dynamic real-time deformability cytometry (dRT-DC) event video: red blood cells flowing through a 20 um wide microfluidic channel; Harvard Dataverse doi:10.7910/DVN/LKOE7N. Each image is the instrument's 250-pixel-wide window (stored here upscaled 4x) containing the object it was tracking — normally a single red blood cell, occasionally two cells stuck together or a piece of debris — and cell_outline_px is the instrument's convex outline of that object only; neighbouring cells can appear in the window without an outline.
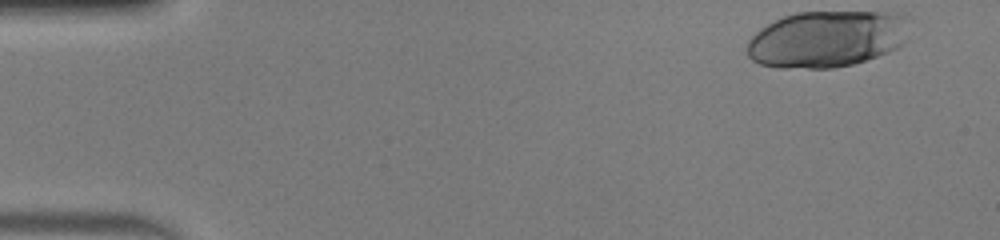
{"species": "human", "species_latin": "Homo sapiens", "temperature_condition": "warm", "stored_images_in_passage": 48, "camera_frame_rate_fps": 3000, "um_per_image_px": 0.085, "donor": {"sex": "male"}, "frame": {"image": 1, "passage_image": 1, "time_ms": 0.0, "image_size_px": [1000, 240], "cell_outline_px": [[912, 20], [908, 40], [900, 48], [852, 64], [832, 68], [776, 68], [760, 64], [752, 60], [748, 56], [748, 40], [760, 28], [784, 16], [796, 12], [904, 12]], "centroid_in_image_um": [70.39, 3.3], "position_along_channel_um": 14.6, "area_um2": 54.51}}
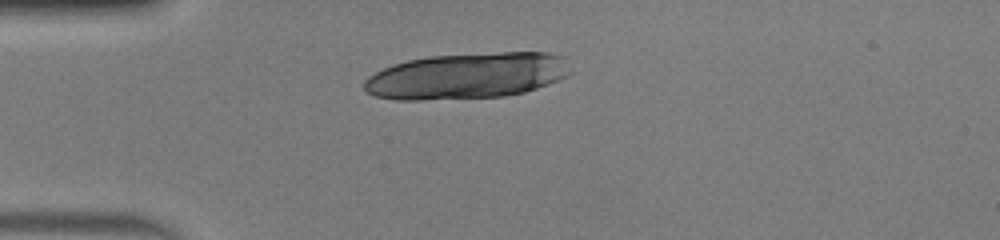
{"frame": {"image": 2, "passage_image": 11, "time_ms": 3.333, "image_size_px": [1000, 240], "cell_outline_px": [[572, 72], [560, 80], [524, 92], [504, 96], [420, 100], [396, 100], [376, 96], [368, 92], [364, 88], [364, 80], [368, 76], [392, 64], [408, 60], [428, 56], [500, 52], [548, 52], [564, 56]], "centroid_in_image_um": [39.72, 6.44], "position_along_channel_um": 45.3, "area_um2": 55.55}}